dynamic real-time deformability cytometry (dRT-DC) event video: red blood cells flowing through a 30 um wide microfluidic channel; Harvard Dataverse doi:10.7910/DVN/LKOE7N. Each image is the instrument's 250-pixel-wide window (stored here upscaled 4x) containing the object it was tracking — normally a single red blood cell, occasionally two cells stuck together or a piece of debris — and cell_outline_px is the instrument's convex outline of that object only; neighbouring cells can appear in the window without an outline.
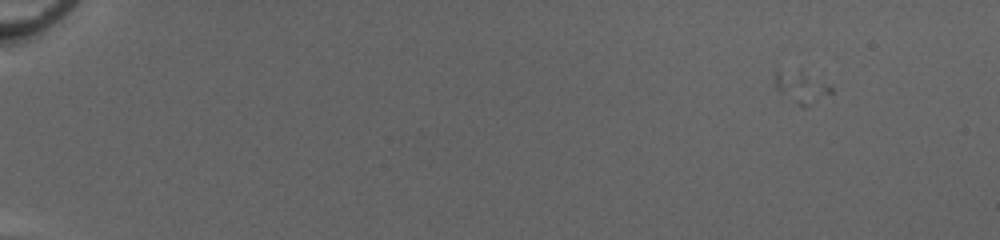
{"species": "common noctule bat (a hibernating species)", "species_latin": "Nyctalus noctula", "temperature_condition": "cold", "stored_images_in_passage": 1, "camera_frame_rate_fps": 3000, "um_per_image_px": 0.085, "animal": {"sex": "female", "body_mass_g": 20.0, "forearm_length_mm": 54.0}, "frame": {"image": 1, "passage_image": 1, "time_ms": 0.0, "image_size_px": [1000, 240], "cell_outline_px": [[832, 92], [804, 108], [800, 108], [776, 88], [776, 72], [800, 68], [832, 88]], "centroid_in_image_um": [68.1, 7.4], "position_along_channel_um": 16.9, "area_um2": 10.17}}